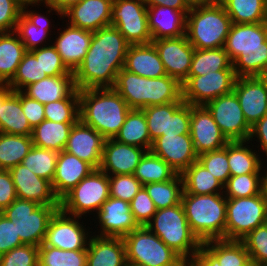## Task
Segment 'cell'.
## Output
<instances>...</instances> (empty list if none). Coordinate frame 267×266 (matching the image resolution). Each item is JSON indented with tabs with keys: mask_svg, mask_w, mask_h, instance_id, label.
Segmentation results:
<instances>
[{
	"mask_svg": "<svg viewBox=\"0 0 267 266\" xmlns=\"http://www.w3.org/2000/svg\"><path fill=\"white\" fill-rule=\"evenodd\" d=\"M267 199L264 191L246 198H227L225 240L240 241L266 223Z\"/></svg>",
	"mask_w": 267,
	"mask_h": 266,
	"instance_id": "11",
	"label": "cell"
},
{
	"mask_svg": "<svg viewBox=\"0 0 267 266\" xmlns=\"http://www.w3.org/2000/svg\"><path fill=\"white\" fill-rule=\"evenodd\" d=\"M189 11L165 6H147L148 28L152 41L185 35L186 15Z\"/></svg>",
	"mask_w": 267,
	"mask_h": 266,
	"instance_id": "27",
	"label": "cell"
},
{
	"mask_svg": "<svg viewBox=\"0 0 267 266\" xmlns=\"http://www.w3.org/2000/svg\"><path fill=\"white\" fill-rule=\"evenodd\" d=\"M126 266H147V265H143V264H139V263H127Z\"/></svg>",
	"mask_w": 267,
	"mask_h": 266,
	"instance_id": "69",
	"label": "cell"
},
{
	"mask_svg": "<svg viewBox=\"0 0 267 266\" xmlns=\"http://www.w3.org/2000/svg\"><path fill=\"white\" fill-rule=\"evenodd\" d=\"M109 197V176L100 169H94L60 200V209L84 218L85 214L97 213Z\"/></svg>",
	"mask_w": 267,
	"mask_h": 266,
	"instance_id": "10",
	"label": "cell"
},
{
	"mask_svg": "<svg viewBox=\"0 0 267 266\" xmlns=\"http://www.w3.org/2000/svg\"><path fill=\"white\" fill-rule=\"evenodd\" d=\"M124 69L146 78L167 75L153 43L129 45Z\"/></svg>",
	"mask_w": 267,
	"mask_h": 266,
	"instance_id": "31",
	"label": "cell"
},
{
	"mask_svg": "<svg viewBox=\"0 0 267 266\" xmlns=\"http://www.w3.org/2000/svg\"><path fill=\"white\" fill-rule=\"evenodd\" d=\"M145 226L186 263L192 259L202 245L190 229L181 202L175 206L157 210Z\"/></svg>",
	"mask_w": 267,
	"mask_h": 266,
	"instance_id": "7",
	"label": "cell"
},
{
	"mask_svg": "<svg viewBox=\"0 0 267 266\" xmlns=\"http://www.w3.org/2000/svg\"><path fill=\"white\" fill-rule=\"evenodd\" d=\"M75 123H58L49 120L42 121L32 131L34 146L61 152L69 138L70 130Z\"/></svg>",
	"mask_w": 267,
	"mask_h": 266,
	"instance_id": "37",
	"label": "cell"
},
{
	"mask_svg": "<svg viewBox=\"0 0 267 266\" xmlns=\"http://www.w3.org/2000/svg\"><path fill=\"white\" fill-rule=\"evenodd\" d=\"M157 210L175 206L181 202L183 179L178 174L174 179L164 182L144 184Z\"/></svg>",
	"mask_w": 267,
	"mask_h": 266,
	"instance_id": "43",
	"label": "cell"
},
{
	"mask_svg": "<svg viewBox=\"0 0 267 266\" xmlns=\"http://www.w3.org/2000/svg\"><path fill=\"white\" fill-rule=\"evenodd\" d=\"M95 168L66 151L59 152L52 180L54 194L59 201Z\"/></svg>",
	"mask_w": 267,
	"mask_h": 266,
	"instance_id": "26",
	"label": "cell"
},
{
	"mask_svg": "<svg viewBox=\"0 0 267 266\" xmlns=\"http://www.w3.org/2000/svg\"><path fill=\"white\" fill-rule=\"evenodd\" d=\"M130 208L134 220L139 226H145L157 211L152 198L148 195L144 187L134 196L130 202Z\"/></svg>",
	"mask_w": 267,
	"mask_h": 266,
	"instance_id": "55",
	"label": "cell"
},
{
	"mask_svg": "<svg viewBox=\"0 0 267 266\" xmlns=\"http://www.w3.org/2000/svg\"><path fill=\"white\" fill-rule=\"evenodd\" d=\"M16 199V190L10 171L0 170V212Z\"/></svg>",
	"mask_w": 267,
	"mask_h": 266,
	"instance_id": "60",
	"label": "cell"
},
{
	"mask_svg": "<svg viewBox=\"0 0 267 266\" xmlns=\"http://www.w3.org/2000/svg\"><path fill=\"white\" fill-rule=\"evenodd\" d=\"M24 9L14 0H0V33L15 31Z\"/></svg>",
	"mask_w": 267,
	"mask_h": 266,
	"instance_id": "56",
	"label": "cell"
},
{
	"mask_svg": "<svg viewBox=\"0 0 267 266\" xmlns=\"http://www.w3.org/2000/svg\"><path fill=\"white\" fill-rule=\"evenodd\" d=\"M129 45L112 25L93 31L87 54L74 72L77 89L113 88Z\"/></svg>",
	"mask_w": 267,
	"mask_h": 266,
	"instance_id": "1",
	"label": "cell"
},
{
	"mask_svg": "<svg viewBox=\"0 0 267 266\" xmlns=\"http://www.w3.org/2000/svg\"><path fill=\"white\" fill-rule=\"evenodd\" d=\"M190 134V104L184 103L173 115H169L168 133L162 135Z\"/></svg>",
	"mask_w": 267,
	"mask_h": 266,
	"instance_id": "58",
	"label": "cell"
},
{
	"mask_svg": "<svg viewBox=\"0 0 267 266\" xmlns=\"http://www.w3.org/2000/svg\"><path fill=\"white\" fill-rule=\"evenodd\" d=\"M31 52L35 57H40L42 73H46L48 76L68 75L70 73L53 45L34 49Z\"/></svg>",
	"mask_w": 267,
	"mask_h": 266,
	"instance_id": "54",
	"label": "cell"
},
{
	"mask_svg": "<svg viewBox=\"0 0 267 266\" xmlns=\"http://www.w3.org/2000/svg\"><path fill=\"white\" fill-rule=\"evenodd\" d=\"M65 25L63 30H57L58 37L52 39L54 41L51 44L56 48L67 69L74 73L87 54L93 31Z\"/></svg>",
	"mask_w": 267,
	"mask_h": 266,
	"instance_id": "22",
	"label": "cell"
},
{
	"mask_svg": "<svg viewBox=\"0 0 267 266\" xmlns=\"http://www.w3.org/2000/svg\"><path fill=\"white\" fill-rule=\"evenodd\" d=\"M48 75L42 73L40 57L26 51L12 80L7 84L13 91H22L26 86L38 82Z\"/></svg>",
	"mask_w": 267,
	"mask_h": 266,
	"instance_id": "46",
	"label": "cell"
},
{
	"mask_svg": "<svg viewBox=\"0 0 267 266\" xmlns=\"http://www.w3.org/2000/svg\"><path fill=\"white\" fill-rule=\"evenodd\" d=\"M60 205H39L17 198L1 213L15 224L17 235L24 244H43L49 222Z\"/></svg>",
	"mask_w": 267,
	"mask_h": 266,
	"instance_id": "8",
	"label": "cell"
},
{
	"mask_svg": "<svg viewBox=\"0 0 267 266\" xmlns=\"http://www.w3.org/2000/svg\"><path fill=\"white\" fill-rule=\"evenodd\" d=\"M13 92V90L7 85H0V107L3 101Z\"/></svg>",
	"mask_w": 267,
	"mask_h": 266,
	"instance_id": "67",
	"label": "cell"
},
{
	"mask_svg": "<svg viewBox=\"0 0 267 266\" xmlns=\"http://www.w3.org/2000/svg\"><path fill=\"white\" fill-rule=\"evenodd\" d=\"M59 153L53 150L32 146L23 158L22 164L35 175L52 183Z\"/></svg>",
	"mask_w": 267,
	"mask_h": 266,
	"instance_id": "45",
	"label": "cell"
},
{
	"mask_svg": "<svg viewBox=\"0 0 267 266\" xmlns=\"http://www.w3.org/2000/svg\"><path fill=\"white\" fill-rule=\"evenodd\" d=\"M197 160L223 185L226 184L230 175L228 164V143L216 151H208L198 155Z\"/></svg>",
	"mask_w": 267,
	"mask_h": 266,
	"instance_id": "51",
	"label": "cell"
},
{
	"mask_svg": "<svg viewBox=\"0 0 267 266\" xmlns=\"http://www.w3.org/2000/svg\"><path fill=\"white\" fill-rule=\"evenodd\" d=\"M116 141L151 150L153 141L149 135L146 118L142 109H131L125 123L114 138Z\"/></svg>",
	"mask_w": 267,
	"mask_h": 266,
	"instance_id": "36",
	"label": "cell"
},
{
	"mask_svg": "<svg viewBox=\"0 0 267 266\" xmlns=\"http://www.w3.org/2000/svg\"><path fill=\"white\" fill-rule=\"evenodd\" d=\"M45 119L53 122L76 123L79 120V97H66L44 104Z\"/></svg>",
	"mask_w": 267,
	"mask_h": 266,
	"instance_id": "49",
	"label": "cell"
},
{
	"mask_svg": "<svg viewBox=\"0 0 267 266\" xmlns=\"http://www.w3.org/2000/svg\"><path fill=\"white\" fill-rule=\"evenodd\" d=\"M181 203L190 229L201 243L225 240L227 198L224 193L182 194Z\"/></svg>",
	"mask_w": 267,
	"mask_h": 266,
	"instance_id": "5",
	"label": "cell"
},
{
	"mask_svg": "<svg viewBox=\"0 0 267 266\" xmlns=\"http://www.w3.org/2000/svg\"><path fill=\"white\" fill-rule=\"evenodd\" d=\"M9 171L13 178L17 198L33 201L39 205H60L50 181L35 175L22 163Z\"/></svg>",
	"mask_w": 267,
	"mask_h": 266,
	"instance_id": "25",
	"label": "cell"
},
{
	"mask_svg": "<svg viewBox=\"0 0 267 266\" xmlns=\"http://www.w3.org/2000/svg\"><path fill=\"white\" fill-rule=\"evenodd\" d=\"M81 219L83 217L67 214L59 208L51 218L43 244L40 246H51L61 250H87L93 234L90 229H86L83 222H80Z\"/></svg>",
	"mask_w": 267,
	"mask_h": 266,
	"instance_id": "13",
	"label": "cell"
},
{
	"mask_svg": "<svg viewBox=\"0 0 267 266\" xmlns=\"http://www.w3.org/2000/svg\"><path fill=\"white\" fill-rule=\"evenodd\" d=\"M248 266H255L252 262Z\"/></svg>",
	"mask_w": 267,
	"mask_h": 266,
	"instance_id": "71",
	"label": "cell"
},
{
	"mask_svg": "<svg viewBox=\"0 0 267 266\" xmlns=\"http://www.w3.org/2000/svg\"><path fill=\"white\" fill-rule=\"evenodd\" d=\"M130 110L114 88L79 90V119L106 140L115 138Z\"/></svg>",
	"mask_w": 267,
	"mask_h": 266,
	"instance_id": "3",
	"label": "cell"
},
{
	"mask_svg": "<svg viewBox=\"0 0 267 266\" xmlns=\"http://www.w3.org/2000/svg\"><path fill=\"white\" fill-rule=\"evenodd\" d=\"M183 193L206 195L224 193V185L215 178L198 160L182 174Z\"/></svg>",
	"mask_w": 267,
	"mask_h": 266,
	"instance_id": "35",
	"label": "cell"
},
{
	"mask_svg": "<svg viewBox=\"0 0 267 266\" xmlns=\"http://www.w3.org/2000/svg\"><path fill=\"white\" fill-rule=\"evenodd\" d=\"M190 136L197 155L220 150L229 142L204 105L190 104Z\"/></svg>",
	"mask_w": 267,
	"mask_h": 266,
	"instance_id": "17",
	"label": "cell"
},
{
	"mask_svg": "<svg viewBox=\"0 0 267 266\" xmlns=\"http://www.w3.org/2000/svg\"><path fill=\"white\" fill-rule=\"evenodd\" d=\"M263 191L265 193L266 199H267V179H264V188Z\"/></svg>",
	"mask_w": 267,
	"mask_h": 266,
	"instance_id": "68",
	"label": "cell"
},
{
	"mask_svg": "<svg viewBox=\"0 0 267 266\" xmlns=\"http://www.w3.org/2000/svg\"><path fill=\"white\" fill-rule=\"evenodd\" d=\"M150 151L168 163L177 174H182L198 158L190 134L162 135L153 141Z\"/></svg>",
	"mask_w": 267,
	"mask_h": 266,
	"instance_id": "20",
	"label": "cell"
},
{
	"mask_svg": "<svg viewBox=\"0 0 267 266\" xmlns=\"http://www.w3.org/2000/svg\"><path fill=\"white\" fill-rule=\"evenodd\" d=\"M224 48L237 77L264 76L267 71V22L232 23Z\"/></svg>",
	"mask_w": 267,
	"mask_h": 266,
	"instance_id": "2",
	"label": "cell"
},
{
	"mask_svg": "<svg viewBox=\"0 0 267 266\" xmlns=\"http://www.w3.org/2000/svg\"><path fill=\"white\" fill-rule=\"evenodd\" d=\"M187 266H221L218 259L202 244Z\"/></svg>",
	"mask_w": 267,
	"mask_h": 266,
	"instance_id": "62",
	"label": "cell"
},
{
	"mask_svg": "<svg viewBox=\"0 0 267 266\" xmlns=\"http://www.w3.org/2000/svg\"><path fill=\"white\" fill-rule=\"evenodd\" d=\"M184 103L171 102L142 109L152 141L162 136V133H168L169 115H173Z\"/></svg>",
	"mask_w": 267,
	"mask_h": 266,
	"instance_id": "48",
	"label": "cell"
},
{
	"mask_svg": "<svg viewBox=\"0 0 267 266\" xmlns=\"http://www.w3.org/2000/svg\"><path fill=\"white\" fill-rule=\"evenodd\" d=\"M266 160H267V157H266ZM267 167H265V178L264 179H267Z\"/></svg>",
	"mask_w": 267,
	"mask_h": 266,
	"instance_id": "70",
	"label": "cell"
},
{
	"mask_svg": "<svg viewBox=\"0 0 267 266\" xmlns=\"http://www.w3.org/2000/svg\"><path fill=\"white\" fill-rule=\"evenodd\" d=\"M228 141H246L251 126L247 123L234 92L221 95L204 105Z\"/></svg>",
	"mask_w": 267,
	"mask_h": 266,
	"instance_id": "15",
	"label": "cell"
},
{
	"mask_svg": "<svg viewBox=\"0 0 267 266\" xmlns=\"http://www.w3.org/2000/svg\"><path fill=\"white\" fill-rule=\"evenodd\" d=\"M168 76L181 85L187 80L195 48L185 35L152 41Z\"/></svg>",
	"mask_w": 267,
	"mask_h": 266,
	"instance_id": "16",
	"label": "cell"
},
{
	"mask_svg": "<svg viewBox=\"0 0 267 266\" xmlns=\"http://www.w3.org/2000/svg\"><path fill=\"white\" fill-rule=\"evenodd\" d=\"M32 131L22 111L20 91H13L0 107V132L31 136Z\"/></svg>",
	"mask_w": 267,
	"mask_h": 266,
	"instance_id": "34",
	"label": "cell"
},
{
	"mask_svg": "<svg viewBox=\"0 0 267 266\" xmlns=\"http://www.w3.org/2000/svg\"><path fill=\"white\" fill-rule=\"evenodd\" d=\"M220 70H234L224 47L194 50L188 76H201Z\"/></svg>",
	"mask_w": 267,
	"mask_h": 266,
	"instance_id": "40",
	"label": "cell"
},
{
	"mask_svg": "<svg viewBox=\"0 0 267 266\" xmlns=\"http://www.w3.org/2000/svg\"><path fill=\"white\" fill-rule=\"evenodd\" d=\"M250 143L253 148L254 145L248 140L228 142V164L231 176L265 173L264 167L267 165L264 164V161L262 162L261 155L250 148V145H248Z\"/></svg>",
	"mask_w": 267,
	"mask_h": 266,
	"instance_id": "32",
	"label": "cell"
},
{
	"mask_svg": "<svg viewBox=\"0 0 267 266\" xmlns=\"http://www.w3.org/2000/svg\"><path fill=\"white\" fill-rule=\"evenodd\" d=\"M232 25L220 4L191 6L186 15V36L195 49L224 47Z\"/></svg>",
	"mask_w": 267,
	"mask_h": 266,
	"instance_id": "6",
	"label": "cell"
},
{
	"mask_svg": "<svg viewBox=\"0 0 267 266\" xmlns=\"http://www.w3.org/2000/svg\"><path fill=\"white\" fill-rule=\"evenodd\" d=\"M105 138L80 119L72 126L64 151L99 169Z\"/></svg>",
	"mask_w": 267,
	"mask_h": 266,
	"instance_id": "23",
	"label": "cell"
},
{
	"mask_svg": "<svg viewBox=\"0 0 267 266\" xmlns=\"http://www.w3.org/2000/svg\"><path fill=\"white\" fill-rule=\"evenodd\" d=\"M113 0H81L62 12L67 24L89 31H96L110 25Z\"/></svg>",
	"mask_w": 267,
	"mask_h": 266,
	"instance_id": "21",
	"label": "cell"
},
{
	"mask_svg": "<svg viewBox=\"0 0 267 266\" xmlns=\"http://www.w3.org/2000/svg\"><path fill=\"white\" fill-rule=\"evenodd\" d=\"M233 92L250 126L267 114V81L263 76L237 77Z\"/></svg>",
	"mask_w": 267,
	"mask_h": 266,
	"instance_id": "18",
	"label": "cell"
},
{
	"mask_svg": "<svg viewBox=\"0 0 267 266\" xmlns=\"http://www.w3.org/2000/svg\"><path fill=\"white\" fill-rule=\"evenodd\" d=\"M95 216L99 222L97 225H100L98 234L93 232L97 236L123 238L139 227L134 220L130 203L121 199L109 197Z\"/></svg>",
	"mask_w": 267,
	"mask_h": 266,
	"instance_id": "19",
	"label": "cell"
},
{
	"mask_svg": "<svg viewBox=\"0 0 267 266\" xmlns=\"http://www.w3.org/2000/svg\"><path fill=\"white\" fill-rule=\"evenodd\" d=\"M234 24L267 22V0H222Z\"/></svg>",
	"mask_w": 267,
	"mask_h": 266,
	"instance_id": "38",
	"label": "cell"
},
{
	"mask_svg": "<svg viewBox=\"0 0 267 266\" xmlns=\"http://www.w3.org/2000/svg\"><path fill=\"white\" fill-rule=\"evenodd\" d=\"M255 266H267V225L263 224L240 240Z\"/></svg>",
	"mask_w": 267,
	"mask_h": 266,
	"instance_id": "50",
	"label": "cell"
},
{
	"mask_svg": "<svg viewBox=\"0 0 267 266\" xmlns=\"http://www.w3.org/2000/svg\"><path fill=\"white\" fill-rule=\"evenodd\" d=\"M190 6L220 4L222 0H186Z\"/></svg>",
	"mask_w": 267,
	"mask_h": 266,
	"instance_id": "66",
	"label": "cell"
},
{
	"mask_svg": "<svg viewBox=\"0 0 267 266\" xmlns=\"http://www.w3.org/2000/svg\"><path fill=\"white\" fill-rule=\"evenodd\" d=\"M39 247L23 244L0 256V266H38Z\"/></svg>",
	"mask_w": 267,
	"mask_h": 266,
	"instance_id": "53",
	"label": "cell"
},
{
	"mask_svg": "<svg viewBox=\"0 0 267 266\" xmlns=\"http://www.w3.org/2000/svg\"><path fill=\"white\" fill-rule=\"evenodd\" d=\"M127 263L147 266H187V263L146 226L123 237Z\"/></svg>",
	"mask_w": 267,
	"mask_h": 266,
	"instance_id": "9",
	"label": "cell"
},
{
	"mask_svg": "<svg viewBox=\"0 0 267 266\" xmlns=\"http://www.w3.org/2000/svg\"><path fill=\"white\" fill-rule=\"evenodd\" d=\"M146 6H165L175 10H190L186 0H143Z\"/></svg>",
	"mask_w": 267,
	"mask_h": 266,
	"instance_id": "64",
	"label": "cell"
},
{
	"mask_svg": "<svg viewBox=\"0 0 267 266\" xmlns=\"http://www.w3.org/2000/svg\"><path fill=\"white\" fill-rule=\"evenodd\" d=\"M143 185L174 179L178 174L163 159L147 151L133 174Z\"/></svg>",
	"mask_w": 267,
	"mask_h": 266,
	"instance_id": "42",
	"label": "cell"
},
{
	"mask_svg": "<svg viewBox=\"0 0 267 266\" xmlns=\"http://www.w3.org/2000/svg\"><path fill=\"white\" fill-rule=\"evenodd\" d=\"M221 266H248L251 261L245 245L238 240H209L202 243Z\"/></svg>",
	"mask_w": 267,
	"mask_h": 266,
	"instance_id": "41",
	"label": "cell"
},
{
	"mask_svg": "<svg viewBox=\"0 0 267 266\" xmlns=\"http://www.w3.org/2000/svg\"><path fill=\"white\" fill-rule=\"evenodd\" d=\"M253 140H256L257 143H260V145L258 144V146H256L260 148V151L258 149L259 154L262 151L261 153H265V155L267 156V114L264 115L253 126H251V132L248 141Z\"/></svg>",
	"mask_w": 267,
	"mask_h": 266,
	"instance_id": "61",
	"label": "cell"
},
{
	"mask_svg": "<svg viewBox=\"0 0 267 266\" xmlns=\"http://www.w3.org/2000/svg\"><path fill=\"white\" fill-rule=\"evenodd\" d=\"M110 25L116 27L130 45L152 42L143 0H113Z\"/></svg>",
	"mask_w": 267,
	"mask_h": 266,
	"instance_id": "12",
	"label": "cell"
},
{
	"mask_svg": "<svg viewBox=\"0 0 267 266\" xmlns=\"http://www.w3.org/2000/svg\"><path fill=\"white\" fill-rule=\"evenodd\" d=\"M265 173L230 176L224 185L226 198H246L263 192Z\"/></svg>",
	"mask_w": 267,
	"mask_h": 266,
	"instance_id": "44",
	"label": "cell"
},
{
	"mask_svg": "<svg viewBox=\"0 0 267 266\" xmlns=\"http://www.w3.org/2000/svg\"><path fill=\"white\" fill-rule=\"evenodd\" d=\"M22 111L25 114L30 126L34 128L45 120L44 104L31 99L20 91Z\"/></svg>",
	"mask_w": 267,
	"mask_h": 266,
	"instance_id": "59",
	"label": "cell"
},
{
	"mask_svg": "<svg viewBox=\"0 0 267 266\" xmlns=\"http://www.w3.org/2000/svg\"><path fill=\"white\" fill-rule=\"evenodd\" d=\"M33 146L32 137L0 132V170L21 164Z\"/></svg>",
	"mask_w": 267,
	"mask_h": 266,
	"instance_id": "39",
	"label": "cell"
},
{
	"mask_svg": "<svg viewBox=\"0 0 267 266\" xmlns=\"http://www.w3.org/2000/svg\"><path fill=\"white\" fill-rule=\"evenodd\" d=\"M49 13V16H47ZM45 14L37 12V10L24 11L19 20L17 21L15 32L18 34L21 42L24 44L25 49L32 51L48 46L52 43V40L48 37L53 35L52 28H55L54 24H51L49 20L50 12ZM52 27V28H51ZM47 40V41H46ZM51 41V42H50ZM50 42V43H49Z\"/></svg>",
	"mask_w": 267,
	"mask_h": 266,
	"instance_id": "29",
	"label": "cell"
},
{
	"mask_svg": "<svg viewBox=\"0 0 267 266\" xmlns=\"http://www.w3.org/2000/svg\"><path fill=\"white\" fill-rule=\"evenodd\" d=\"M143 184L133 174L109 176L110 197L131 202Z\"/></svg>",
	"mask_w": 267,
	"mask_h": 266,
	"instance_id": "52",
	"label": "cell"
},
{
	"mask_svg": "<svg viewBox=\"0 0 267 266\" xmlns=\"http://www.w3.org/2000/svg\"><path fill=\"white\" fill-rule=\"evenodd\" d=\"M26 51L15 31L0 33V85L12 80Z\"/></svg>",
	"mask_w": 267,
	"mask_h": 266,
	"instance_id": "33",
	"label": "cell"
},
{
	"mask_svg": "<svg viewBox=\"0 0 267 266\" xmlns=\"http://www.w3.org/2000/svg\"><path fill=\"white\" fill-rule=\"evenodd\" d=\"M122 237L92 235L87 247V266H126Z\"/></svg>",
	"mask_w": 267,
	"mask_h": 266,
	"instance_id": "30",
	"label": "cell"
},
{
	"mask_svg": "<svg viewBox=\"0 0 267 266\" xmlns=\"http://www.w3.org/2000/svg\"><path fill=\"white\" fill-rule=\"evenodd\" d=\"M131 109L184 102L182 85L174 78L164 75L146 78L122 68L113 87Z\"/></svg>",
	"mask_w": 267,
	"mask_h": 266,
	"instance_id": "4",
	"label": "cell"
},
{
	"mask_svg": "<svg viewBox=\"0 0 267 266\" xmlns=\"http://www.w3.org/2000/svg\"><path fill=\"white\" fill-rule=\"evenodd\" d=\"M23 244L15 224L0 212V256Z\"/></svg>",
	"mask_w": 267,
	"mask_h": 266,
	"instance_id": "57",
	"label": "cell"
},
{
	"mask_svg": "<svg viewBox=\"0 0 267 266\" xmlns=\"http://www.w3.org/2000/svg\"><path fill=\"white\" fill-rule=\"evenodd\" d=\"M81 0H43V6L47 9L46 12H50L56 14L61 18V13L64 12L69 6L78 3ZM53 11V12H52Z\"/></svg>",
	"mask_w": 267,
	"mask_h": 266,
	"instance_id": "63",
	"label": "cell"
},
{
	"mask_svg": "<svg viewBox=\"0 0 267 266\" xmlns=\"http://www.w3.org/2000/svg\"><path fill=\"white\" fill-rule=\"evenodd\" d=\"M237 76L234 70L208 72L201 76H188L182 84V99L191 105H205L234 90Z\"/></svg>",
	"mask_w": 267,
	"mask_h": 266,
	"instance_id": "14",
	"label": "cell"
},
{
	"mask_svg": "<svg viewBox=\"0 0 267 266\" xmlns=\"http://www.w3.org/2000/svg\"><path fill=\"white\" fill-rule=\"evenodd\" d=\"M38 266H87V250L39 246Z\"/></svg>",
	"mask_w": 267,
	"mask_h": 266,
	"instance_id": "47",
	"label": "cell"
},
{
	"mask_svg": "<svg viewBox=\"0 0 267 266\" xmlns=\"http://www.w3.org/2000/svg\"><path fill=\"white\" fill-rule=\"evenodd\" d=\"M147 152L142 147L123 144L115 139L105 140L99 169L111 175L134 174L141 158Z\"/></svg>",
	"mask_w": 267,
	"mask_h": 266,
	"instance_id": "24",
	"label": "cell"
},
{
	"mask_svg": "<svg viewBox=\"0 0 267 266\" xmlns=\"http://www.w3.org/2000/svg\"><path fill=\"white\" fill-rule=\"evenodd\" d=\"M21 92L41 104L55 102L66 97H79L73 72L68 75L47 76L26 86Z\"/></svg>",
	"mask_w": 267,
	"mask_h": 266,
	"instance_id": "28",
	"label": "cell"
},
{
	"mask_svg": "<svg viewBox=\"0 0 267 266\" xmlns=\"http://www.w3.org/2000/svg\"><path fill=\"white\" fill-rule=\"evenodd\" d=\"M18 5H20L24 11H28L30 9H28L29 6H35L36 5L40 6V4H43V0H14Z\"/></svg>",
	"mask_w": 267,
	"mask_h": 266,
	"instance_id": "65",
	"label": "cell"
}]
</instances>
